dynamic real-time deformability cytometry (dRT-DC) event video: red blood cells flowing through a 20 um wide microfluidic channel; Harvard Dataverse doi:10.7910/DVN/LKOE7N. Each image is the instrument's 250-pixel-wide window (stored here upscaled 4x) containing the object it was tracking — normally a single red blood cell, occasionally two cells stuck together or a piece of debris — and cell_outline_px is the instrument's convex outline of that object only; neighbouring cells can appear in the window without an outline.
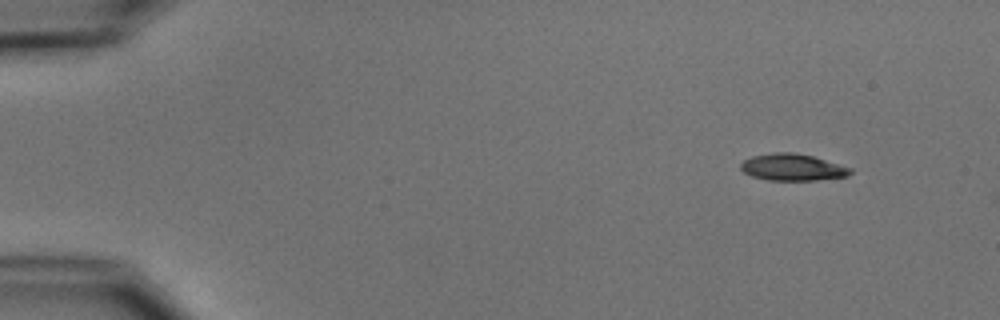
{"species": "common noctule bat (a hibernating species)", "species_latin": "Nyctalus noctula", "temperature_condition": "cold", "stored_images_in_passage": 4, "camera_frame_rate_fps": 3000, "um_per_image_px": 0.085, "animal": {"sex": "male", "body_mass_g": 15.6}, "frame": {"image": 1, "passage_image": 1, "time_ms": 0.0, "image_size_px": [1000, 320], "cell_outline_px": [[852, 172], [848, 176], [816, 180], [768, 180], [752, 176], [744, 172], [740, 168], [740, 164], [744, 160], [752, 156], [772, 152], [792, 152], [812, 156], [852, 168]], "centroid_in_image_um": [67.35, 14.21], "position_along_channel_um": 17.7, "area_um2": 17.05}}
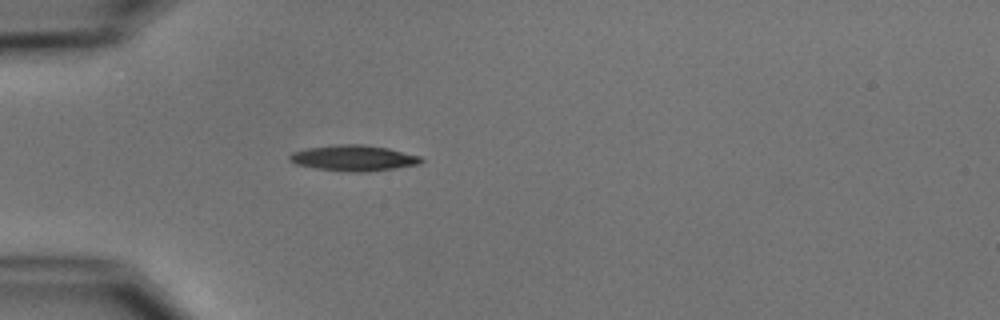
{"frame": {"image": 2, "passage_image": 4, "time_ms": 3.667, "image_size_px": [1000, 320], "cell_outline_px": [[424, 160], [416, 164], [368, 172], [352, 172], [316, 168], [296, 164], [288, 160], [288, 156], [292, 152], [304, 148], [332, 144], [364, 144], [388, 148], [420, 156]], "centroid_in_image_um": [29.98, 13.41], "position_along_channel_um": 55.0, "area_um2": 19.77}}